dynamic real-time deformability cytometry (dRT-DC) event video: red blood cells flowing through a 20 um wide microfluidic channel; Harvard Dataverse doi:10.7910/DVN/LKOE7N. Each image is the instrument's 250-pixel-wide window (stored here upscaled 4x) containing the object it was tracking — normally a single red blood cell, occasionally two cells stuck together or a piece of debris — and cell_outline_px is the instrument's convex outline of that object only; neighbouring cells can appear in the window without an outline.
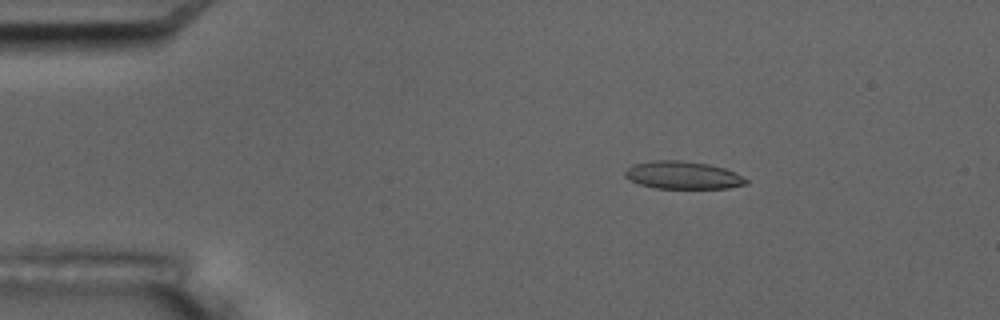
{"species": "common noctule bat (a hibernating species)", "species_latin": "Nyctalus noctula", "temperature_condition": "room temperature", "stored_images_in_passage": 16, "camera_frame_rate_fps": 3000, "um_per_image_px": 0.085, "animal": {"sex": "male", "body_mass_g": 17.5, "forearm_length_mm": 52.3}, "frame": {"image": 1, "passage_image": 3, "time_ms": 2.333, "image_size_px": [1000, 320], "cell_outline_px": [[748, 184], [728, 188], [656, 188], [640, 184], [624, 176], [624, 172], [632, 164], [652, 160], [680, 160], [708, 164], [724, 168], [748, 180]], "centroid_in_image_um": [58.02, 14.88], "position_along_channel_um": 27.0, "area_um2": 19.36}}
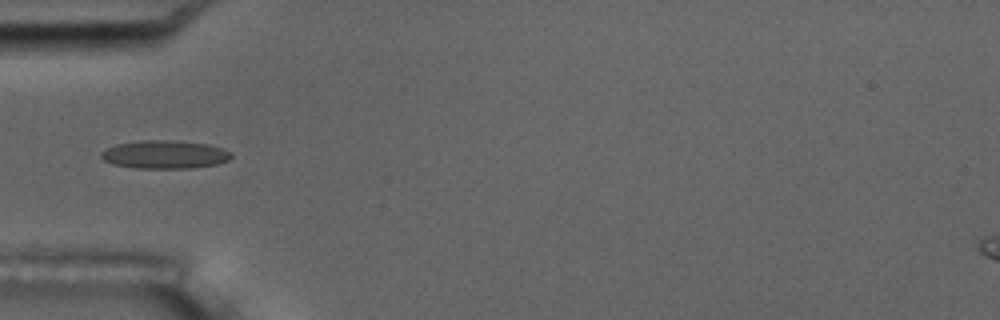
{"frame": {"image": 2, "passage_image": 5, "time_ms": 5.333, "image_size_px": [1000, 320], "cell_outline_px": [[232, 156], [228, 160], [216, 164], [188, 168], [136, 168], [112, 164], [104, 160], [100, 156], [100, 152], [104, 148], [116, 144], [140, 140], [168, 140], [208, 144], [224, 148], [232, 152]], "centroid_in_image_um": [13.97, 13.12], "position_along_channel_um": 71.0, "area_um2": 21.5}, "authors_computed_cell_mechanics": {"area_um2": 19.652, "velocity_mm_per_s": 3.5506, "shape_relaxation_time_tau1_ms": 5.8144, "shape_relaxation_time_tau2_ms": 1.2798, "deformation_change_tau1": 0.1316, "deformation_change_tau2": 0.0556}}